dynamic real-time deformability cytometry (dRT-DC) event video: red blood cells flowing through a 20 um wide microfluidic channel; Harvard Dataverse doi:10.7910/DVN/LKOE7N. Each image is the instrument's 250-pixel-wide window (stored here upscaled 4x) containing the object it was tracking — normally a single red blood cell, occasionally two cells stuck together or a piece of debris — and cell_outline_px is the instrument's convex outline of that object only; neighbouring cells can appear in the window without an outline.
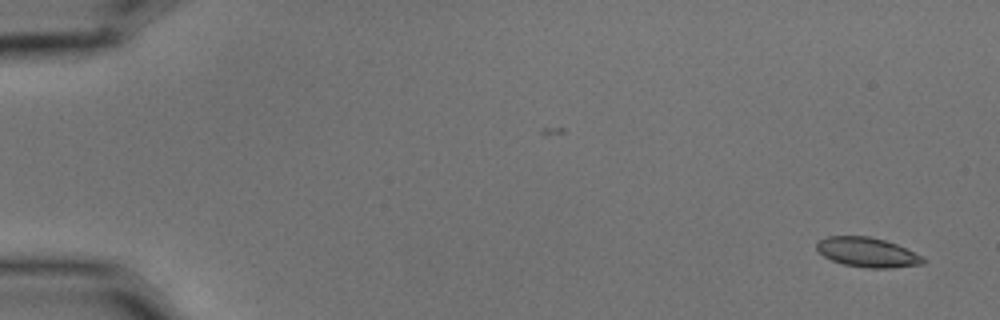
{"species": "common noctule bat (a hibernating species)", "species_latin": "Nyctalus noctula", "temperature_condition": "cold", "stored_images_in_passage": 2, "camera_frame_rate_fps": 3000, "um_per_image_px": 0.085, "animal": {"sex": "male", "body_mass_g": 15.6}, "frame": {"image": 1, "passage_image": 2, "time_ms": 0.333, "image_size_px": [1000, 320], "cell_outline_px": [[924, 264], [892, 268], [868, 268], [844, 264], [832, 260], [824, 256], [816, 248], [816, 244], [820, 240], [828, 236], [868, 236], [884, 240], [896, 244], [924, 256]], "centroid_in_image_um": [73.75, 21.45], "position_along_channel_um": 11.3, "area_um2": 18.26}}